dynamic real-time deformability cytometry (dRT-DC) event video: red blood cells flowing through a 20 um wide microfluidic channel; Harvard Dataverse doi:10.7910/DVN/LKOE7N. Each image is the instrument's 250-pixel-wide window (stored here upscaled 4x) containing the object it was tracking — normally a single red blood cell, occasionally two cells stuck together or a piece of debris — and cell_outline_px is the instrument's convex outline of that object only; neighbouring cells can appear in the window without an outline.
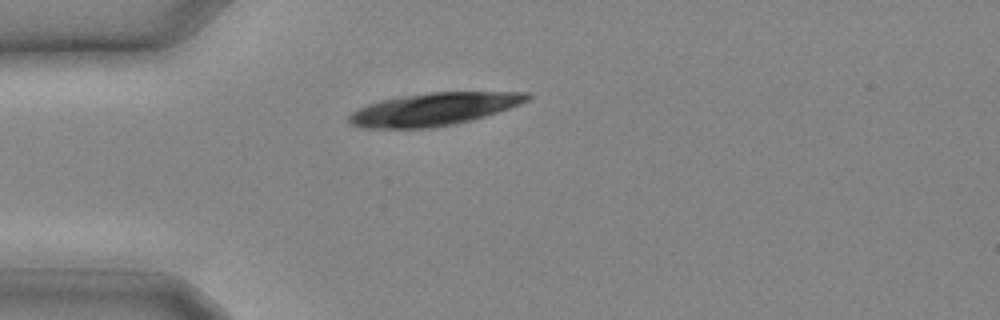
{"species": "common noctule bat (a hibernating species)", "species_latin": "Nyctalus noctula", "temperature_condition": "cold", "stored_images_in_passage": 7, "camera_frame_rate_fps": 3000, "um_per_image_px": 0.085, "animal": {"sex": "male", "body_mass_g": 20.4}, "frame": {"image": 1, "passage_image": 1, "time_ms": 0.0, "image_size_px": [1000, 320], "cell_outline_px": [[532, 96], [528, 100], [520, 104], [472, 120], [432, 128], [364, 128], [348, 124], [348, 116], [352, 112], [368, 104], [380, 100], [404, 96], [432, 92], [528, 92]], "centroid_in_image_um": [36.85, 9.28], "position_along_channel_um": 48.1, "area_um2": 33.7}}